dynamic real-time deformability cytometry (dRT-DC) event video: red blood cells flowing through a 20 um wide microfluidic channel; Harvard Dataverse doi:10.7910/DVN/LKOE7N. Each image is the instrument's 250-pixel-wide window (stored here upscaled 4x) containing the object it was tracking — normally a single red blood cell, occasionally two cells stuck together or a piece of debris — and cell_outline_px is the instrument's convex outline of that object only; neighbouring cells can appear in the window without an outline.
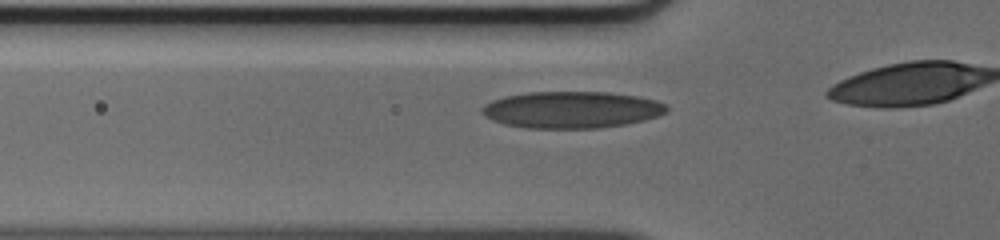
{"species": "human", "species_latin": "Homo sapiens", "temperature_condition": "cold", "stored_images_in_passage": 8, "camera_frame_rate_fps": 3000, "um_per_image_px": 0.085, "donor": {"sex": "male"}, "frame": {"image": 1, "passage_image": 3, "time_ms": 0.667, "image_size_px": [1000, 240], "cell_outline_px": [[668, 112], [644, 120], [628, 124], [600, 128], [524, 128], [504, 124], [492, 120], [484, 116], [480, 112], [480, 108], [484, 104], [492, 100], [504, 96], [528, 92], [608, 92], [636, 96], [656, 100], [664, 104], [668, 108]], "centroid_in_image_um": [48.55, 9.33], "position_along_channel_um": 77.3, "area_um2": 39.82}}
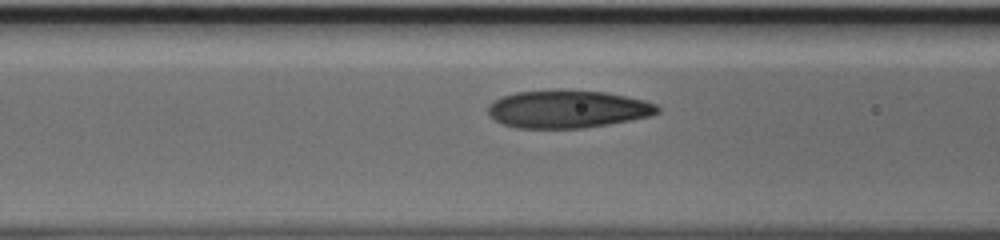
{"frame": {"image": 2, "passage_image": 6, "time_ms": 1.667, "image_size_px": [1000, 240], "cell_outline_px": [[660, 112], [652, 116], [632, 120], [584, 128], [516, 128], [504, 124], [496, 120], [488, 112], [488, 104], [500, 96], [516, 92], [560, 88], [604, 92], [644, 100], [656, 104], [660, 108]], "centroid_in_image_um": [48.25, 9.25], "position_along_channel_um": 118.4, "area_um2": 37.8}}